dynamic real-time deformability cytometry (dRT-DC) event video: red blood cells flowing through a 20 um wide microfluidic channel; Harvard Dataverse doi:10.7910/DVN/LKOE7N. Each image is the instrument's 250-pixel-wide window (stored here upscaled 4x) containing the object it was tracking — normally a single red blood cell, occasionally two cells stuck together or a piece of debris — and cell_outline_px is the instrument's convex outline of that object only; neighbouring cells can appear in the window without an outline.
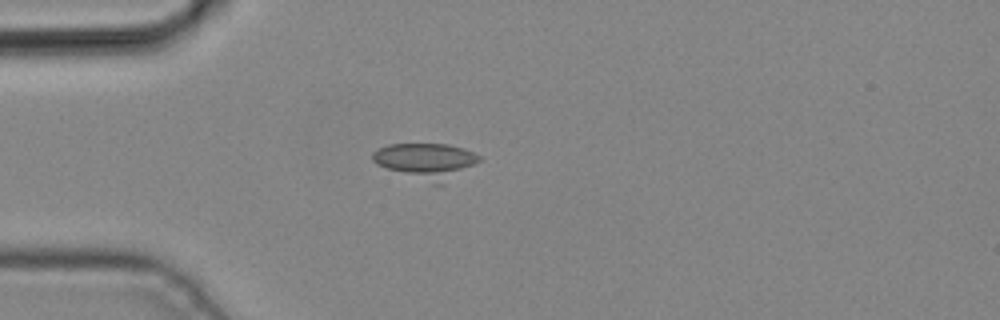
{"species": "common noctule bat (a hibernating species)", "species_latin": "Nyctalus noctula", "temperature_condition": "cold", "stored_images_in_passage": 4, "camera_frame_rate_fps": 3000, "um_per_image_px": 0.085, "animal": {"sex": "male", "body_mass_g": 19.2, "forearm_length_mm": 51.8}, "frame": {"image": 1, "passage_image": 4, "time_ms": 1.0, "image_size_px": [1000, 320], "cell_outline_px": [[480, 160], [440, 184], [432, 184], [376, 164], [372, 160], [372, 152], [376, 148], [388, 144], [448, 144], [464, 148], [480, 156]], "centroid_in_image_um": [36.15, 13.64], "position_along_channel_um": 48.9, "area_um2": 21.56}}